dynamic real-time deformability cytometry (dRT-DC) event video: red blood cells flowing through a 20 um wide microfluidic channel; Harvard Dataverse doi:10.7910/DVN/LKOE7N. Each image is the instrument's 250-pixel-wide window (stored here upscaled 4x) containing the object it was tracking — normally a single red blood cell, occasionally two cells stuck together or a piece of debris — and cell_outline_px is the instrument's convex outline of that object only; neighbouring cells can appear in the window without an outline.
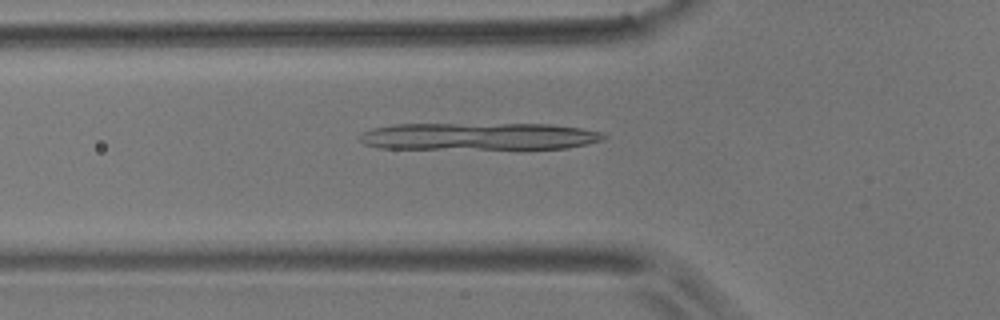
{"species": "common noctule bat (a hibernating species)", "species_latin": "Nyctalus noctula", "temperature_condition": "room temperature", "stored_images_in_passage": 56, "camera_frame_rate_fps": 3000, "um_per_image_px": 0.085, "animal": {"sex": "male", "body_mass_g": 17.9}, "frame": {"image": 1, "passage_image": 19, "time_ms": 6.0, "image_size_px": [1000, 320], "cell_outline_px": [[592, 140], [580, 144], [560, 148], [392, 148], [384, 144], [384, 128], [416, 124], [520, 124], [572, 128], [588, 132]], "centroid_in_image_um": [41.04, 11.59], "position_along_channel_um": 84.8, "area_um2": 32.89}}
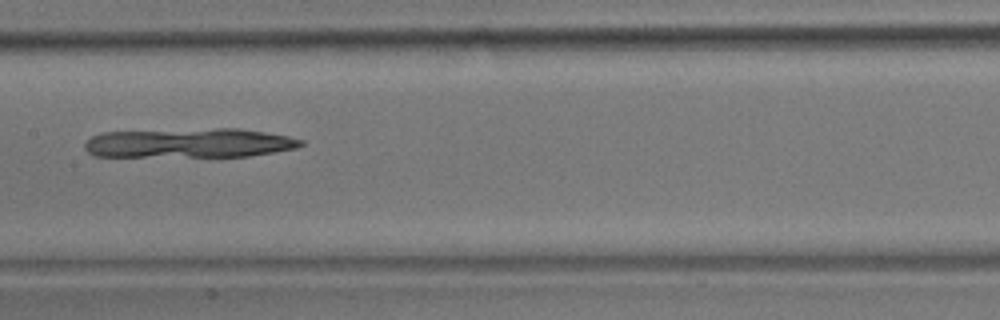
{"frame": {"image": 2, "passage_image": 28, "time_ms": 9.0, "image_size_px": [1000, 320], "cell_outline_px": [[300, 144], [288, 148], [240, 156], [104, 156], [92, 152], [88, 148], [88, 144], [96, 136], [116, 132], [256, 132], [280, 136], [296, 140]], "centroid_in_image_um": [15.94, 12.23], "position_along_channel_um": 191.5, "area_um2": 32.08}}
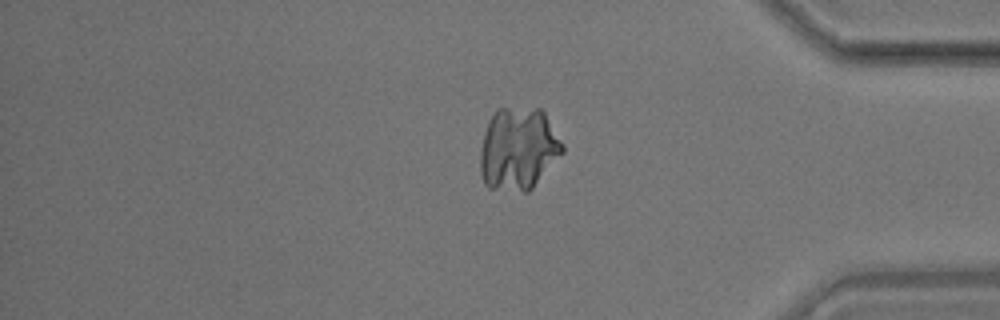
{"frame": {"image": 3, "passage_image": 47, "time_ms": 15.333, "image_size_px": [1000, 320], "cell_outline_px": [[564, 148], [532, 184], [528, 188], [524, 188], [496, 184], [484, 180], [484, 140], [488, 124], [496, 116], [540, 112], [544, 116]], "centroid_in_image_um": [44.11, 12.68], "position_along_channel_um": 391.1, "area_um2": 33.23}}